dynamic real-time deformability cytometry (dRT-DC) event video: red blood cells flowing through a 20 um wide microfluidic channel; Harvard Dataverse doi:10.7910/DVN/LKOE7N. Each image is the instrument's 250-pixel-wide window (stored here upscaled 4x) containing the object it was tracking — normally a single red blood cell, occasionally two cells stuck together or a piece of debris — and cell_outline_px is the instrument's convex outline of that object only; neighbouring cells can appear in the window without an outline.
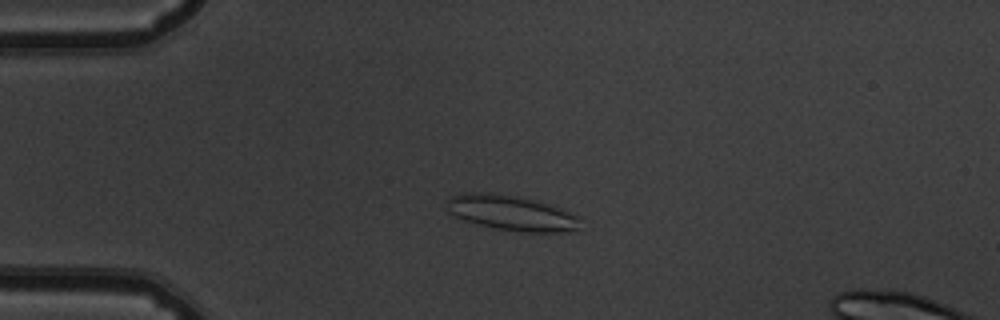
{"species": "common noctule bat (a hibernating species)", "species_latin": "Nyctalus noctula", "temperature_condition": "warm", "stored_images_in_passage": 37, "camera_frame_rate_fps": 3000, "um_per_image_px": 0.085, "animal": {"sex": "male", "body_mass_g": 19.5, "forearm_length_mm": 54.6}, "frame": {"image": 1, "passage_image": 13, "time_ms": 4.0, "image_size_px": [1000, 320], "cell_outline_px": [[580, 232], [516, 232], [476, 224], [464, 220], [448, 212], [448, 200], [452, 196], [464, 192], [492, 192], [524, 196], [560, 208], [580, 216]], "centroid_in_image_um": [43.54, 18.1], "position_along_channel_um": 41.5, "area_um2": 27.98}}
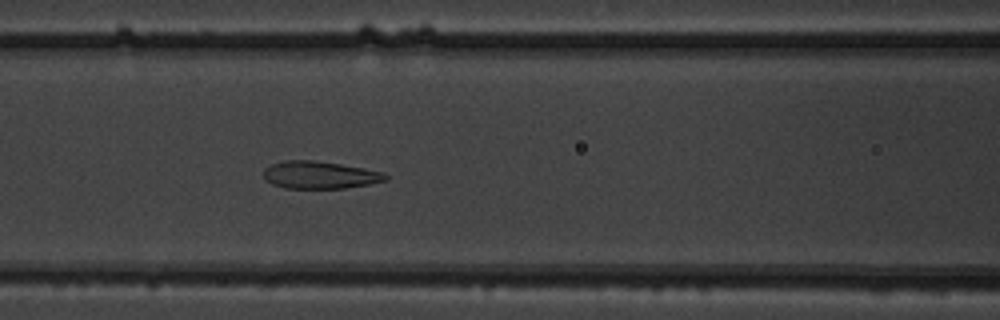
{"frame": {"image": 2, "passage_image": 23, "time_ms": 7.333, "image_size_px": [1000, 320], "cell_outline_px": [[388, 180], [368, 184], [344, 188], [284, 188], [272, 184], [264, 180], [264, 168], [272, 164], [284, 160], [312, 160], [340, 164], [364, 168], [384, 172], [388, 176]], "centroid_in_image_um": [27.17, 14.87], "position_along_channel_um": 139.4, "area_um2": 19.54}}
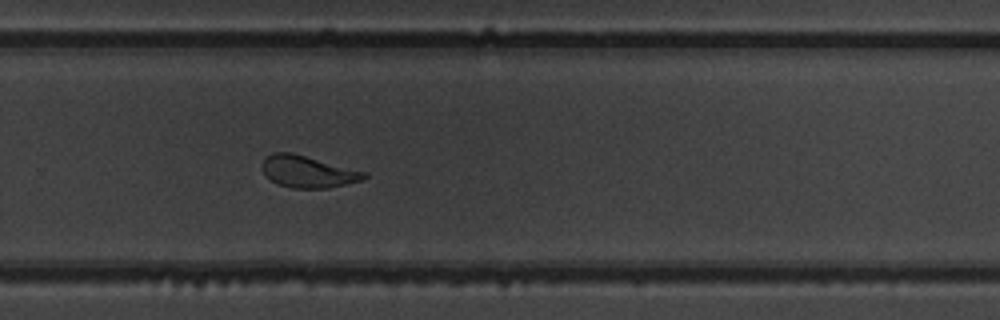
{"frame": {"image": 3, "passage_image": 36, "time_ms": 11.667, "image_size_px": [1000, 320], "cell_outline_px": [[368, 176], [364, 180], [328, 188], [292, 188], [280, 184], [272, 180], [264, 172], [260, 164], [272, 152], [292, 152], [368, 172]], "centroid_in_image_um": [26.22, 14.58], "position_along_channel_um": 303.6, "area_um2": 18.96}}